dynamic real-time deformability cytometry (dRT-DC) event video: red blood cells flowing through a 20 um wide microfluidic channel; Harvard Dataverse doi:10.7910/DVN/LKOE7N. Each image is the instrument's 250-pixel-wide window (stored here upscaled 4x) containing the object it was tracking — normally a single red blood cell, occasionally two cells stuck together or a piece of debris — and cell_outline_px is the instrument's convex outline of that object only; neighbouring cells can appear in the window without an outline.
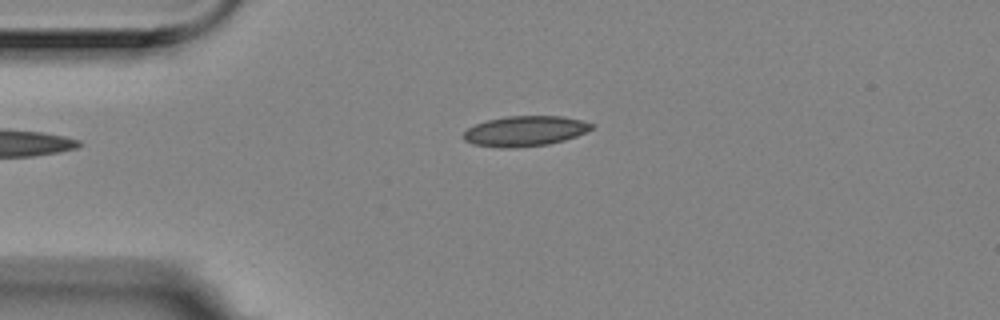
{"species": "Egyptian fruit bat (a non-hibernating species)", "species_latin": "Rousettus aegyptiacus", "temperature_condition": "room temperature", "stored_images_in_passage": 38, "camera_frame_rate_fps": 3000, "um_per_image_px": 0.085, "animal": {"sex": "female"}, "frame": {"image": 1, "passage_image": 1, "time_ms": 0.0, "image_size_px": [1000, 320], "cell_outline_px": [[596, 128], [576, 136], [564, 140], [548, 144], [512, 148], [500, 148], [472, 144], [464, 140], [464, 132], [468, 128], [476, 124], [488, 120], [504, 116], [560, 116], [580, 120], [596, 124]], "centroid_in_image_um": [44.65, 11.14], "position_along_channel_um": 40.4, "area_um2": 22.66}}
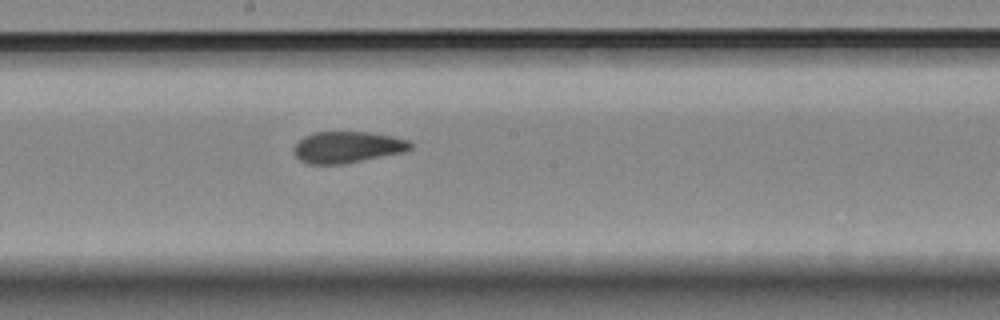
{"frame": {"image": 2, "passage_image": 18, "time_ms": 5.667, "image_size_px": [1000, 320], "cell_outline_px": [[412, 148], [404, 152], [344, 164], [308, 164], [300, 160], [292, 152], [292, 148], [304, 136], [316, 132], [372, 132], [392, 136], [408, 140], [412, 144]], "centroid_in_image_um": [29.52, 12.51], "position_along_channel_um": 218.7, "area_um2": 21.44}}
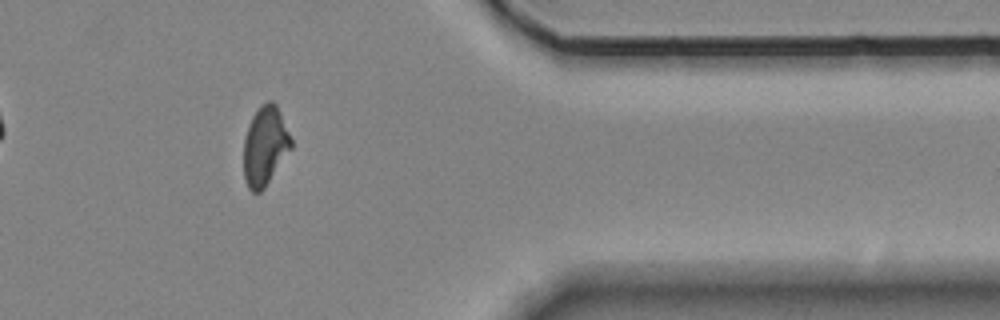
{"frame": {"image": 3, "passage_image": 34, "time_ms": 11.0, "image_size_px": [1000, 320], "cell_outline_px": [[292, 148], [264, 188], [260, 192], [252, 192], [248, 188], [244, 180], [244, 140], [252, 116], [260, 104], [268, 100], [272, 100], [276, 104], [280, 112], [292, 140]], "centroid_in_image_um": [22.53, 12.4], "position_along_channel_um": 388.9, "area_um2": 21.85}, "authors_computed_cell_mechanics": {"area_um2": 21.8773, "velocity_mm_per_s": 3.5462, "shape_relaxation_time_tau1_ms": null, "shape_relaxation_time_tau2_ms": 2.2194, "deformation_change_tau1": null, "deformation_change_tau2": 0.0701}}